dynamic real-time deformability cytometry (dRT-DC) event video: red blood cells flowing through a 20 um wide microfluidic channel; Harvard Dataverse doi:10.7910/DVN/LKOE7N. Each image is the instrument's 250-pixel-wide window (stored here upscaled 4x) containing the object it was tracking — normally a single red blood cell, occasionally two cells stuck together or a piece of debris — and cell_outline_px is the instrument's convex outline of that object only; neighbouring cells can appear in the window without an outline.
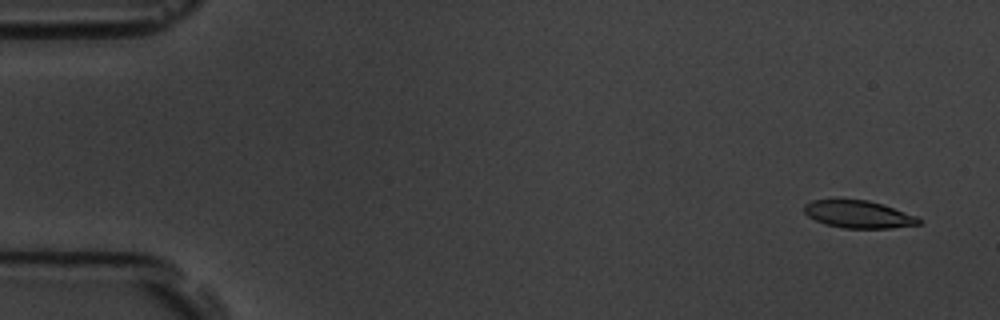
{"species": "common noctule bat (a hibernating species)", "species_latin": "Nyctalus noctula", "temperature_condition": "room temperature", "stored_images_in_passage": 5, "camera_frame_rate_fps": 3000, "um_per_image_px": 0.085, "animal": {"sex": "male", "body_mass_g": 19.5, "forearm_length_mm": 54.6}, "frame": {"image": 1, "passage_image": 1, "time_ms": 0.0, "image_size_px": [1000, 320], "cell_outline_px": [[924, 220], [920, 224], [892, 228], [844, 228], [824, 224], [808, 216], [804, 212], [804, 204], [812, 200], [868, 200], [916, 216]], "centroid_in_image_um": [72.96, 18.23], "position_along_channel_um": 12.0, "area_um2": 18.15}}
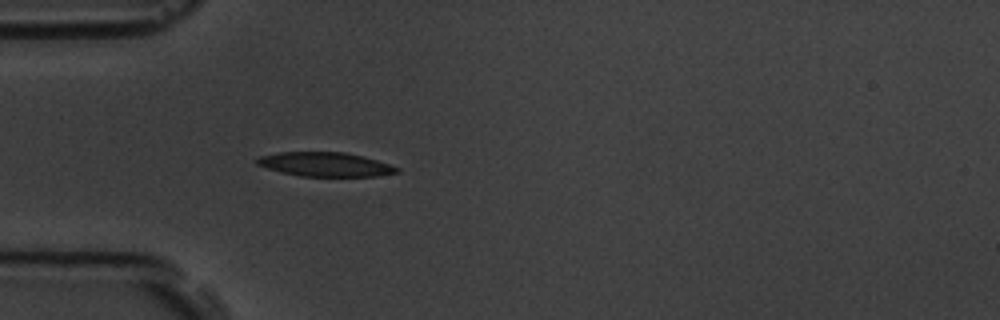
{"frame": {"image": 2, "passage_image": 5, "time_ms": 4.667, "image_size_px": [1000, 320], "cell_outline_px": [[400, 172], [376, 176], [300, 176], [280, 172], [256, 164], [256, 160], [260, 156], [280, 152], [344, 152], [364, 156], [400, 168]], "centroid_in_image_um": [27.65, 13.97], "position_along_channel_um": 57.3, "area_um2": 19.59}}